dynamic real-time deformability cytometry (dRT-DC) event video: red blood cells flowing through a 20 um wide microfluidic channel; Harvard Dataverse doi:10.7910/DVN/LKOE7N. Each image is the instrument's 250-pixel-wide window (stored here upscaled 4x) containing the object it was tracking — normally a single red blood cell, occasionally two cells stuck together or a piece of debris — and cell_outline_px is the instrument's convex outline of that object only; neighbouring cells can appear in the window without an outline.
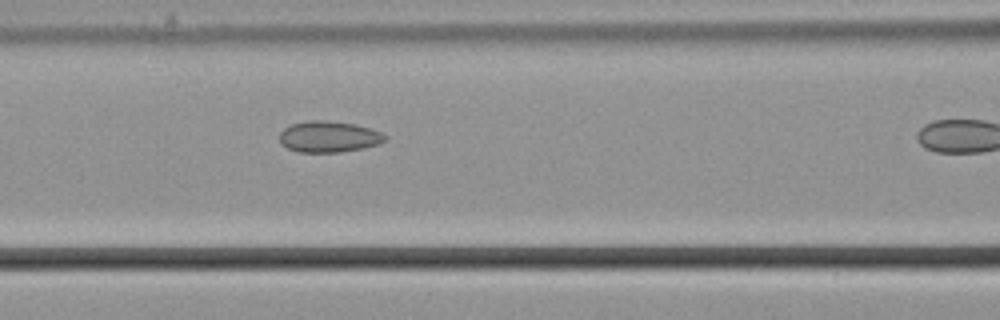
{"species": "common noctule bat (a hibernating species)", "species_latin": "Nyctalus noctula", "temperature_condition": "cold", "stored_images_in_passage": 10, "camera_frame_rate_fps": 3000, "um_per_image_px": 0.085, "animal": {"sex": "male", "body_mass_g": 21.5, "forearm_length_mm": 52.0}, "frame": {"image": 1, "passage_image": 9, "time_ms": 2.667, "image_size_px": [1000, 320], "cell_outline_px": [[388, 136], [384, 140], [376, 144], [364, 148], [340, 152], [300, 152], [288, 148], [280, 144], [280, 132], [284, 128], [292, 124], [308, 120], [324, 120], [356, 124], [380, 132]], "centroid_in_image_um": [27.92, 11.62], "position_along_channel_um": 138.7, "area_um2": 19.07}}